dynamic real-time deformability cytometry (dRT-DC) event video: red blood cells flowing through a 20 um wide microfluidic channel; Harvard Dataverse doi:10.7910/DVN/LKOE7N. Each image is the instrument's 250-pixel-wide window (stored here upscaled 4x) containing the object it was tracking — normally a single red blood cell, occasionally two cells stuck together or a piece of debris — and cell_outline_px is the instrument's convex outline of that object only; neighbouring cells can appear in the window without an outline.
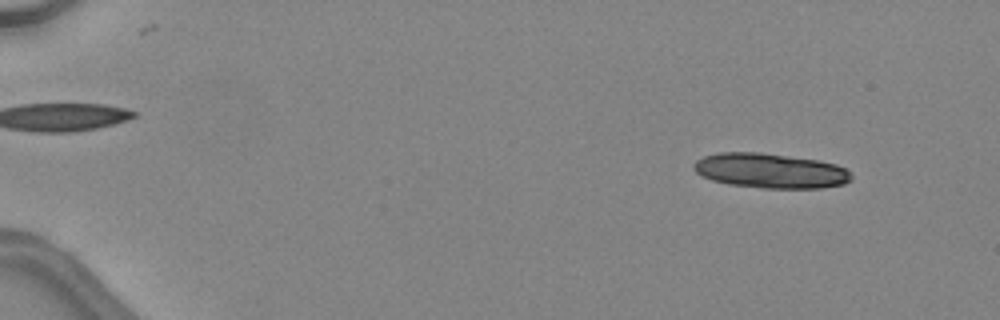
{"species": "common noctule bat (a hibernating species)", "species_latin": "Nyctalus noctula", "temperature_condition": "warm", "stored_images_in_passage": 34, "camera_frame_rate_fps": 3000, "um_per_image_px": 0.085, "animal": {"sex": "female", "body_mass_g": 24.6, "forearm_length_mm": 56.2}, "frame": {"image": 1, "passage_image": 5, "time_ms": 1.333, "image_size_px": [1000, 320], "cell_outline_px": [[852, 180], [844, 184], [820, 188], [764, 188], [728, 184], [712, 180], [696, 172], [692, 168], [692, 164], [696, 160], [704, 156], [720, 152], [760, 152], [820, 160], [836, 164], [844, 168], [852, 176]], "centroid_in_image_um": [65.48, 14.51], "position_along_channel_um": 19.5, "area_um2": 32.08}}
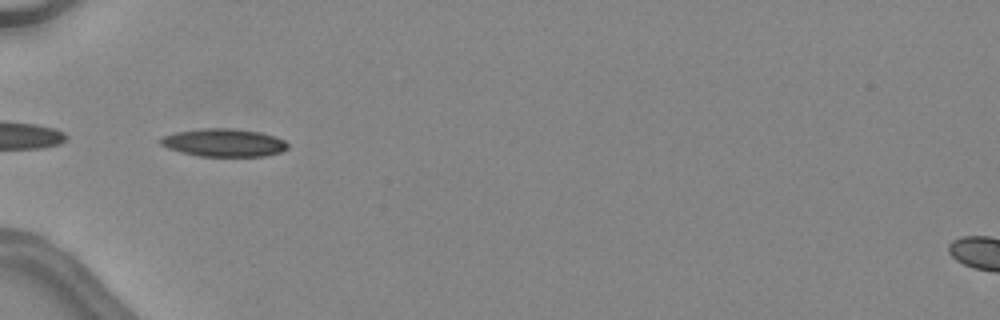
{"frame": {"image": 2, "passage_image": 18, "time_ms": 5.667, "image_size_px": [1000, 320], "cell_outline_px": [[288, 148], [280, 152], [264, 156], [200, 156], [180, 152], [168, 148], [160, 144], [156, 140], [160, 136], [176, 132], [204, 128], [232, 128], [260, 132], [276, 136], [284, 140], [288, 144]], "centroid_in_image_um": [18.99, 12.12], "position_along_channel_um": 66.0, "area_um2": 20.87}}
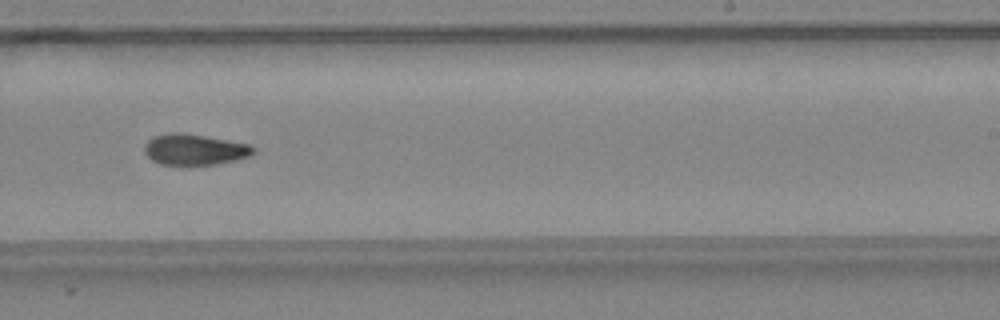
{"frame": {"image": 3, "passage_image": 32, "time_ms": 10.333, "image_size_px": [1000, 320], "cell_outline_px": [[256, 152], [252, 156], [236, 160], [216, 164], [160, 164], [152, 160], [144, 152], [144, 144], [152, 136], [168, 132], [180, 132], [252, 144], [256, 148]], "centroid_in_image_um": [16.57, 12.69], "position_along_channel_um": 272.4, "area_um2": 19.83}}